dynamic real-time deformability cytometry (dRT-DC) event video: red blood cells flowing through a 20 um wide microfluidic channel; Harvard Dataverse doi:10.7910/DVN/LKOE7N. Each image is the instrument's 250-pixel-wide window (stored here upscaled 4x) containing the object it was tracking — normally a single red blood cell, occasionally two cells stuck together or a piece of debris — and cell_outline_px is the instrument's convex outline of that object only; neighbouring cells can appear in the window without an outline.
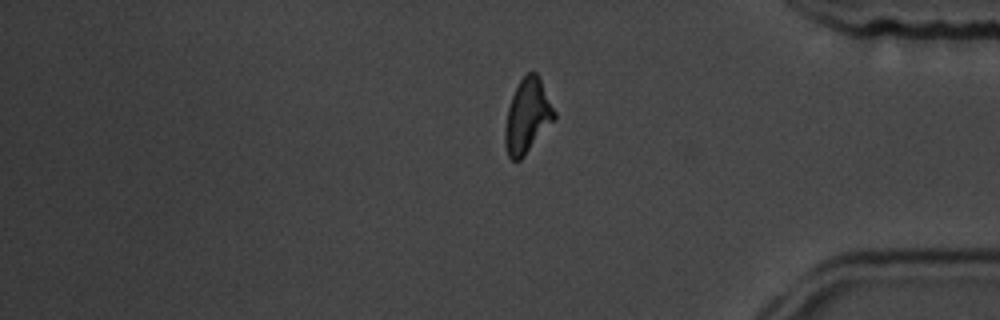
{"species": "common noctule bat (a hibernating species)", "species_latin": "Nyctalus noctula", "temperature_condition": "room temperature", "stored_images_in_passage": 17, "segment_of_instrument_passage": [2, 2], "camera_frame_rate_fps": 3000, "um_per_image_px": 0.085, "animal": {"sex": "male", "body_mass_g": 19.5, "forearm_length_mm": 54.6}, "frame": {"image": 1, "passage_image": 17, "time_ms": 19.0, "image_size_px": [1000, 320], "cell_outline_px": [[556, 120], [524, 156], [520, 160], [512, 160], [508, 156], [504, 144], [504, 128], [508, 108], [512, 96], [520, 80], [528, 72], [536, 72], [556, 112]], "centroid_in_image_um": [44.83, 9.91], "position_along_channel_um": 390.4, "area_um2": 21.33}}